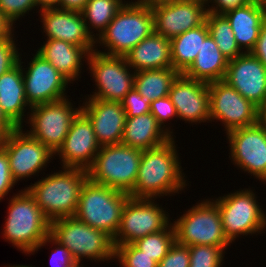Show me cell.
Instances as JSON below:
<instances>
[{"instance_id": "obj_1", "label": "cell", "mask_w": 266, "mask_h": 267, "mask_svg": "<svg viewBox=\"0 0 266 267\" xmlns=\"http://www.w3.org/2000/svg\"><path fill=\"white\" fill-rule=\"evenodd\" d=\"M174 137L142 152L132 198L156 199L172 196L186 187ZM180 190V191H179ZM171 194V195H170Z\"/></svg>"}, {"instance_id": "obj_2", "label": "cell", "mask_w": 266, "mask_h": 267, "mask_svg": "<svg viewBox=\"0 0 266 267\" xmlns=\"http://www.w3.org/2000/svg\"><path fill=\"white\" fill-rule=\"evenodd\" d=\"M61 168L63 171L47 174L26 188L50 222L74 217L81 189L88 179L84 169Z\"/></svg>"}, {"instance_id": "obj_3", "label": "cell", "mask_w": 266, "mask_h": 267, "mask_svg": "<svg viewBox=\"0 0 266 267\" xmlns=\"http://www.w3.org/2000/svg\"><path fill=\"white\" fill-rule=\"evenodd\" d=\"M9 200L3 237L26 255L34 254L50 235L51 222L25 188Z\"/></svg>"}, {"instance_id": "obj_4", "label": "cell", "mask_w": 266, "mask_h": 267, "mask_svg": "<svg viewBox=\"0 0 266 267\" xmlns=\"http://www.w3.org/2000/svg\"><path fill=\"white\" fill-rule=\"evenodd\" d=\"M154 32L152 9L141 4H124L105 31L95 40L106 51H95L109 56H125L143 39Z\"/></svg>"}, {"instance_id": "obj_5", "label": "cell", "mask_w": 266, "mask_h": 267, "mask_svg": "<svg viewBox=\"0 0 266 267\" xmlns=\"http://www.w3.org/2000/svg\"><path fill=\"white\" fill-rule=\"evenodd\" d=\"M129 197L125 192L94 183L88 178L81 189L74 217L114 238Z\"/></svg>"}, {"instance_id": "obj_6", "label": "cell", "mask_w": 266, "mask_h": 267, "mask_svg": "<svg viewBox=\"0 0 266 267\" xmlns=\"http://www.w3.org/2000/svg\"><path fill=\"white\" fill-rule=\"evenodd\" d=\"M50 235L70 251L77 264H80L84 257L95 262L115 260L113 238L75 217L52 221Z\"/></svg>"}, {"instance_id": "obj_7", "label": "cell", "mask_w": 266, "mask_h": 267, "mask_svg": "<svg viewBox=\"0 0 266 267\" xmlns=\"http://www.w3.org/2000/svg\"><path fill=\"white\" fill-rule=\"evenodd\" d=\"M142 152L122 143L101 146L87 170L88 178L129 194L137 179Z\"/></svg>"}, {"instance_id": "obj_8", "label": "cell", "mask_w": 266, "mask_h": 267, "mask_svg": "<svg viewBox=\"0 0 266 267\" xmlns=\"http://www.w3.org/2000/svg\"><path fill=\"white\" fill-rule=\"evenodd\" d=\"M172 224L179 244L209 245L223 250L231 245L223 232L221 215L213 198L203 199L201 203L193 205Z\"/></svg>"}, {"instance_id": "obj_9", "label": "cell", "mask_w": 266, "mask_h": 267, "mask_svg": "<svg viewBox=\"0 0 266 267\" xmlns=\"http://www.w3.org/2000/svg\"><path fill=\"white\" fill-rule=\"evenodd\" d=\"M249 188L213 200L219 209L223 232L230 243L240 235L260 233L266 228V212Z\"/></svg>"}, {"instance_id": "obj_10", "label": "cell", "mask_w": 266, "mask_h": 267, "mask_svg": "<svg viewBox=\"0 0 266 267\" xmlns=\"http://www.w3.org/2000/svg\"><path fill=\"white\" fill-rule=\"evenodd\" d=\"M73 103L67 97L31 107L28 122L30 130L26 131L31 137L40 141L54 154L62 146L72 121L81 111V106L73 108Z\"/></svg>"}, {"instance_id": "obj_11", "label": "cell", "mask_w": 266, "mask_h": 267, "mask_svg": "<svg viewBox=\"0 0 266 267\" xmlns=\"http://www.w3.org/2000/svg\"><path fill=\"white\" fill-rule=\"evenodd\" d=\"M155 202V199L146 198L127 199L118 231L113 238L115 247L133 244L148 234L162 231L170 224L169 213Z\"/></svg>"}, {"instance_id": "obj_12", "label": "cell", "mask_w": 266, "mask_h": 267, "mask_svg": "<svg viewBox=\"0 0 266 267\" xmlns=\"http://www.w3.org/2000/svg\"><path fill=\"white\" fill-rule=\"evenodd\" d=\"M87 62L97 87L88 98L121 102L134 88L135 71L130 70L124 56H109L94 50L89 53Z\"/></svg>"}, {"instance_id": "obj_13", "label": "cell", "mask_w": 266, "mask_h": 267, "mask_svg": "<svg viewBox=\"0 0 266 267\" xmlns=\"http://www.w3.org/2000/svg\"><path fill=\"white\" fill-rule=\"evenodd\" d=\"M0 146L7 153L10 171L16 183L46 168L55 155L48 147L23 131V127H18L1 138Z\"/></svg>"}, {"instance_id": "obj_14", "label": "cell", "mask_w": 266, "mask_h": 267, "mask_svg": "<svg viewBox=\"0 0 266 267\" xmlns=\"http://www.w3.org/2000/svg\"><path fill=\"white\" fill-rule=\"evenodd\" d=\"M210 121L219 120L226 134L257 124V106L245 99L224 80L208 83Z\"/></svg>"}, {"instance_id": "obj_15", "label": "cell", "mask_w": 266, "mask_h": 267, "mask_svg": "<svg viewBox=\"0 0 266 267\" xmlns=\"http://www.w3.org/2000/svg\"><path fill=\"white\" fill-rule=\"evenodd\" d=\"M27 67L22 68V72L26 100L30 107L67 97L65 91L72 82L37 52Z\"/></svg>"}, {"instance_id": "obj_16", "label": "cell", "mask_w": 266, "mask_h": 267, "mask_svg": "<svg viewBox=\"0 0 266 267\" xmlns=\"http://www.w3.org/2000/svg\"><path fill=\"white\" fill-rule=\"evenodd\" d=\"M233 164L266 184V134L258 124L227 133ZM265 181V182H264Z\"/></svg>"}, {"instance_id": "obj_17", "label": "cell", "mask_w": 266, "mask_h": 267, "mask_svg": "<svg viewBox=\"0 0 266 267\" xmlns=\"http://www.w3.org/2000/svg\"><path fill=\"white\" fill-rule=\"evenodd\" d=\"M152 9L154 32L172 39L206 22L207 6L199 1L176 0Z\"/></svg>"}, {"instance_id": "obj_18", "label": "cell", "mask_w": 266, "mask_h": 267, "mask_svg": "<svg viewBox=\"0 0 266 267\" xmlns=\"http://www.w3.org/2000/svg\"><path fill=\"white\" fill-rule=\"evenodd\" d=\"M92 123L80 111L72 121L70 130L62 146L55 153L61 159L62 167L88 170L100 150Z\"/></svg>"}, {"instance_id": "obj_19", "label": "cell", "mask_w": 266, "mask_h": 267, "mask_svg": "<svg viewBox=\"0 0 266 267\" xmlns=\"http://www.w3.org/2000/svg\"><path fill=\"white\" fill-rule=\"evenodd\" d=\"M168 96L180 120L195 124L210 121L208 83L179 73L171 84Z\"/></svg>"}, {"instance_id": "obj_20", "label": "cell", "mask_w": 266, "mask_h": 267, "mask_svg": "<svg viewBox=\"0 0 266 267\" xmlns=\"http://www.w3.org/2000/svg\"><path fill=\"white\" fill-rule=\"evenodd\" d=\"M224 81L257 107L266 101V66L251 53L228 61Z\"/></svg>"}, {"instance_id": "obj_21", "label": "cell", "mask_w": 266, "mask_h": 267, "mask_svg": "<svg viewBox=\"0 0 266 267\" xmlns=\"http://www.w3.org/2000/svg\"><path fill=\"white\" fill-rule=\"evenodd\" d=\"M42 28L47 39H58L94 51L95 39L88 33L81 12L59 8L41 10Z\"/></svg>"}, {"instance_id": "obj_22", "label": "cell", "mask_w": 266, "mask_h": 267, "mask_svg": "<svg viewBox=\"0 0 266 267\" xmlns=\"http://www.w3.org/2000/svg\"><path fill=\"white\" fill-rule=\"evenodd\" d=\"M81 111L92 123L100 146L121 143L126 113L121 102L87 98Z\"/></svg>"}, {"instance_id": "obj_23", "label": "cell", "mask_w": 266, "mask_h": 267, "mask_svg": "<svg viewBox=\"0 0 266 267\" xmlns=\"http://www.w3.org/2000/svg\"><path fill=\"white\" fill-rule=\"evenodd\" d=\"M224 16L230 23L240 50L251 53L259 38L260 28L266 20L263 1L252 0L244 6L228 11Z\"/></svg>"}, {"instance_id": "obj_24", "label": "cell", "mask_w": 266, "mask_h": 267, "mask_svg": "<svg viewBox=\"0 0 266 267\" xmlns=\"http://www.w3.org/2000/svg\"><path fill=\"white\" fill-rule=\"evenodd\" d=\"M124 57L135 72L172 68L171 40L153 32Z\"/></svg>"}, {"instance_id": "obj_25", "label": "cell", "mask_w": 266, "mask_h": 267, "mask_svg": "<svg viewBox=\"0 0 266 267\" xmlns=\"http://www.w3.org/2000/svg\"><path fill=\"white\" fill-rule=\"evenodd\" d=\"M21 56L19 62L0 76V106L6 116L17 126L23 127L26 109H31L26 100ZM27 106V107H26ZM24 118V119H23Z\"/></svg>"}, {"instance_id": "obj_26", "label": "cell", "mask_w": 266, "mask_h": 267, "mask_svg": "<svg viewBox=\"0 0 266 267\" xmlns=\"http://www.w3.org/2000/svg\"><path fill=\"white\" fill-rule=\"evenodd\" d=\"M43 44L37 50L40 56L50 62L70 82L81 78L79 74L82 73V61L86 62L89 56V52L84 47L58 39H47Z\"/></svg>"}, {"instance_id": "obj_27", "label": "cell", "mask_w": 266, "mask_h": 267, "mask_svg": "<svg viewBox=\"0 0 266 267\" xmlns=\"http://www.w3.org/2000/svg\"><path fill=\"white\" fill-rule=\"evenodd\" d=\"M172 137L163 130L151 113L126 118L121 143L145 151L157 147Z\"/></svg>"}, {"instance_id": "obj_28", "label": "cell", "mask_w": 266, "mask_h": 267, "mask_svg": "<svg viewBox=\"0 0 266 267\" xmlns=\"http://www.w3.org/2000/svg\"><path fill=\"white\" fill-rule=\"evenodd\" d=\"M228 61L219 50L214 39L209 35L202 43V48L196 59L183 74L205 83L224 80Z\"/></svg>"}, {"instance_id": "obj_29", "label": "cell", "mask_w": 266, "mask_h": 267, "mask_svg": "<svg viewBox=\"0 0 266 267\" xmlns=\"http://www.w3.org/2000/svg\"><path fill=\"white\" fill-rule=\"evenodd\" d=\"M209 28L203 25L188 30L171 39L172 68L178 73H184L194 62L202 43L209 36Z\"/></svg>"}, {"instance_id": "obj_30", "label": "cell", "mask_w": 266, "mask_h": 267, "mask_svg": "<svg viewBox=\"0 0 266 267\" xmlns=\"http://www.w3.org/2000/svg\"><path fill=\"white\" fill-rule=\"evenodd\" d=\"M178 74L174 68L141 70L135 72L134 88L151 101L157 100L169 94Z\"/></svg>"}, {"instance_id": "obj_31", "label": "cell", "mask_w": 266, "mask_h": 267, "mask_svg": "<svg viewBox=\"0 0 266 267\" xmlns=\"http://www.w3.org/2000/svg\"><path fill=\"white\" fill-rule=\"evenodd\" d=\"M123 5L124 3L120 0H88L85 7L80 11L88 33L95 40L97 36L100 37ZM94 28L99 32L96 33V36L91 31Z\"/></svg>"}, {"instance_id": "obj_32", "label": "cell", "mask_w": 266, "mask_h": 267, "mask_svg": "<svg viewBox=\"0 0 266 267\" xmlns=\"http://www.w3.org/2000/svg\"><path fill=\"white\" fill-rule=\"evenodd\" d=\"M206 23L209 34L228 60L235 59L244 53L237 45L230 23L224 15L207 13Z\"/></svg>"}, {"instance_id": "obj_33", "label": "cell", "mask_w": 266, "mask_h": 267, "mask_svg": "<svg viewBox=\"0 0 266 267\" xmlns=\"http://www.w3.org/2000/svg\"><path fill=\"white\" fill-rule=\"evenodd\" d=\"M175 241V230L170 221V224L162 231L148 234L133 244L145 255L159 263L166 256Z\"/></svg>"}, {"instance_id": "obj_34", "label": "cell", "mask_w": 266, "mask_h": 267, "mask_svg": "<svg viewBox=\"0 0 266 267\" xmlns=\"http://www.w3.org/2000/svg\"><path fill=\"white\" fill-rule=\"evenodd\" d=\"M224 250L221 247L209 245L189 246V267H221L224 263Z\"/></svg>"}, {"instance_id": "obj_35", "label": "cell", "mask_w": 266, "mask_h": 267, "mask_svg": "<svg viewBox=\"0 0 266 267\" xmlns=\"http://www.w3.org/2000/svg\"><path fill=\"white\" fill-rule=\"evenodd\" d=\"M115 259H118L121 267H158L156 261L145 255L134 244L116 246Z\"/></svg>"}, {"instance_id": "obj_36", "label": "cell", "mask_w": 266, "mask_h": 267, "mask_svg": "<svg viewBox=\"0 0 266 267\" xmlns=\"http://www.w3.org/2000/svg\"><path fill=\"white\" fill-rule=\"evenodd\" d=\"M151 100L142 96L135 88L131 89L121 101L126 118L150 113Z\"/></svg>"}, {"instance_id": "obj_37", "label": "cell", "mask_w": 266, "mask_h": 267, "mask_svg": "<svg viewBox=\"0 0 266 267\" xmlns=\"http://www.w3.org/2000/svg\"><path fill=\"white\" fill-rule=\"evenodd\" d=\"M150 113L156 118L158 124L166 131L171 137L173 132L170 131L168 127L165 126V122L172 120V118L177 117V112L174 104L171 102L169 96L153 100L150 106ZM163 125V126H162ZM166 127V128H165Z\"/></svg>"}, {"instance_id": "obj_38", "label": "cell", "mask_w": 266, "mask_h": 267, "mask_svg": "<svg viewBox=\"0 0 266 267\" xmlns=\"http://www.w3.org/2000/svg\"><path fill=\"white\" fill-rule=\"evenodd\" d=\"M35 6L34 0H0V13L15 25L17 19L35 9Z\"/></svg>"}, {"instance_id": "obj_39", "label": "cell", "mask_w": 266, "mask_h": 267, "mask_svg": "<svg viewBox=\"0 0 266 267\" xmlns=\"http://www.w3.org/2000/svg\"><path fill=\"white\" fill-rule=\"evenodd\" d=\"M14 33L0 41V76L13 68L19 62L18 47H16Z\"/></svg>"}, {"instance_id": "obj_40", "label": "cell", "mask_w": 266, "mask_h": 267, "mask_svg": "<svg viewBox=\"0 0 266 267\" xmlns=\"http://www.w3.org/2000/svg\"><path fill=\"white\" fill-rule=\"evenodd\" d=\"M189 246L175 243L171 246L166 256L158 263V267H189Z\"/></svg>"}, {"instance_id": "obj_41", "label": "cell", "mask_w": 266, "mask_h": 267, "mask_svg": "<svg viewBox=\"0 0 266 267\" xmlns=\"http://www.w3.org/2000/svg\"><path fill=\"white\" fill-rule=\"evenodd\" d=\"M47 242L57 245L53 254L50 256V263L52 267H76L78 265L72 257L70 251L65 246L56 241L51 235H48L45 240L40 243L37 249L34 250V252L38 251V249L42 246H45Z\"/></svg>"}, {"instance_id": "obj_42", "label": "cell", "mask_w": 266, "mask_h": 267, "mask_svg": "<svg viewBox=\"0 0 266 267\" xmlns=\"http://www.w3.org/2000/svg\"><path fill=\"white\" fill-rule=\"evenodd\" d=\"M6 151L0 146V201L15 186Z\"/></svg>"}, {"instance_id": "obj_43", "label": "cell", "mask_w": 266, "mask_h": 267, "mask_svg": "<svg viewBox=\"0 0 266 267\" xmlns=\"http://www.w3.org/2000/svg\"><path fill=\"white\" fill-rule=\"evenodd\" d=\"M251 1L252 0H208V3L206 4L208 6L207 12L217 15H224L228 11L244 6ZM210 2L213 3L211 7L208 5Z\"/></svg>"}, {"instance_id": "obj_44", "label": "cell", "mask_w": 266, "mask_h": 267, "mask_svg": "<svg viewBox=\"0 0 266 267\" xmlns=\"http://www.w3.org/2000/svg\"><path fill=\"white\" fill-rule=\"evenodd\" d=\"M251 54L266 66V20L260 28L259 38L251 51Z\"/></svg>"}, {"instance_id": "obj_45", "label": "cell", "mask_w": 266, "mask_h": 267, "mask_svg": "<svg viewBox=\"0 0 266 267\" xmlns=\"http://www.w3.org/2000/svg\"><path fill=\"white\" fill-rule=\"evenodd\" d=\"M18 127L6 116L0 106V137L3 138Z\"/></svg>"}, {"instance_id": "obj_46", "label": "cell", "mask_w": 266, "mask_h": 267, "mask_svg": "<svg viewBox=\"0 0 266 267\" xmlns=\"http://www.w3.org/2000/svg\"><path fill=\"white\" fill-rule=\"evenodd\" d=\"M88 0H60L59 9L81 11Z\"/></svg>"}, {"instance_id": "obj_47", "label": "cell", "mask_w": 266, "mask_h": 267, "mask_svg": "<svg viewBox=\"0 0 266 267\" xmlns=\"http://www.w3.org/2000/svg\"><path fill=\"white\" fill-rule=\"evenodd\" d=\"M14 26L0 13V41L10 37L13 34Z\"/></svg>"}, {"instance_id": "obj_48", "label": "cell", "mask_w": 266, "mask_h": 267, "mask_svg": "<svg viewBox=\"0 0 266 267\" xmlns=\"http://www.w3.org/2000/svg\"><path fill=\"white\" fill-rule=\"evenodd\" d=\"M257 124L266 134V101L257 107Z\"/></svg>"}, {"instance_id": "obj_49", "label": "cell", "mask_w": 266, "mask_h": 267, "mask_svg": "<svg viewBox=\"0 0 266 267\" xmlns=\"http://www.w3.org/2000/svg\"><path fill=\"white\" fill-rule=\"evenodd\" d=\"M36 7L39 8L40 10H45V9H54V8H59L60 6V0H34Z\"/></svg>"}, {"instance_id": "obj_50", "label": "cell", "mask_w": 266, "mask_h": 267, "mask_svg": "<svg viewBox=\"0 0 266 267\" xmlns=\"http://www.w3.org/2000/svg\"><path fill=\"white\" fill-rule=\"evenodd\" d=\"M176 0H140V4L153 8L157 5L171 3Z\"/></svg>"}, {"instance_id": "obj_51", "label": "cell", "mask_w": 266, "mask_h": 267, "mask_svg": "<svg viewBox=\"0 0 266 267\" xmlns=\"http://www.w3.org/2000/svg\"><path fill=\"white\" fill-rule=\"evenodd\" d=\"M121 2H123L122 0H120ZM124 4H140V0H137V1H135V2H126L125 0H124Z\"/></svg>"}, {"instance_id": "obj_52", "label": "cell", "mask_w": 266, "mask_h": 267, "mask_svg": "<svg viewBox=\"0 0 266 267\" xmlns=\"http://www.w3.org/2000/svg\"><path fill=\"white\" fill-rule=\"evenodd\" d=\"M5 267H7V266H5ZM8 267H32V266H27V265H9Z\"/></svg>"}, {"instance_id": "obj_53", "label": "cell", "mask_w": 266, "mask_h": 267, "mask_svg": "<svg viewBox=\"0 0 266 267\" xmlns=\"http://www.w3.org/2000/svg\"><path fill=\"white\" fill-rule=\"evenodd\" d=\"M188 1H199L205 5L208 3V0H188Z\"/></svg>"}, {"instance_id": "obj_54", "label": "cell", "mask_w": 266, "mask_h": 267, "mask_svg": "<svg viewBox=\"0 0 266 267\" xmlns=\"http://www.w3.org/2000/svg\"><path fill=\"white\" fill-rule=\"evenodd\" d=\"M263 1V4H264V7L266 8V0H262Z\"/></svg>"}]
</instances>
